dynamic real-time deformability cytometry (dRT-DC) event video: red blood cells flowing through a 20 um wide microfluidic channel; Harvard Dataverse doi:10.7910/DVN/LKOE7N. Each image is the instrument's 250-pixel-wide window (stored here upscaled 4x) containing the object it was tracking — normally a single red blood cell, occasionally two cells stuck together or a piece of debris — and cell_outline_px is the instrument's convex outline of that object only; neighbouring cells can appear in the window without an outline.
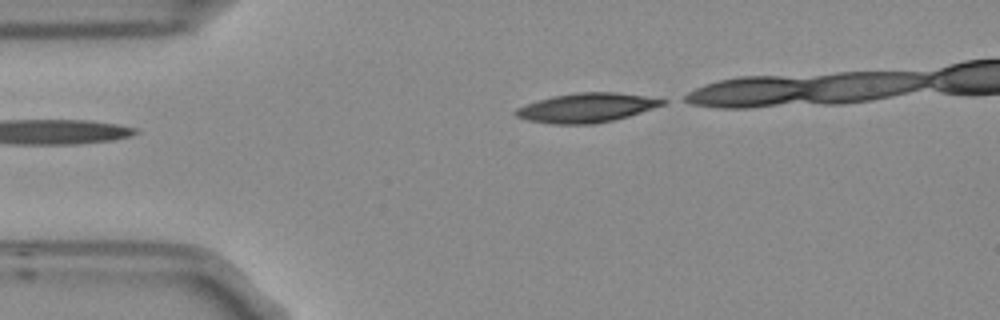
{"species": "Egyptian fruit bat (a non-hibernating species)", "species_latin": "Rousettus aegyptiacus", "temperature_condition": "room temperature", "stored_images_in_passage": 4, "segment_of_instrument_passage": [2, 2], "camera_frame_rate_fps": 3000, "um_per_image_px": 0.085, "frame": {"image": 1, "passage_image": 4, "time_ms": 1.0, "image_size_px": [1000, 320], "cell_outline_px": [[668, 100], [664, 104], [628, 116], [612, 120], [592, 124], [552, 124], [528, 120], [516, 116], [512, 112], [516, 108], [552, 96], [576, 92], [616, 92], [644, 96]], "centroid_in_image_um": [49.83, 9.15], "position_along_channel_um": 35.2, "area_um2": 24.74}}